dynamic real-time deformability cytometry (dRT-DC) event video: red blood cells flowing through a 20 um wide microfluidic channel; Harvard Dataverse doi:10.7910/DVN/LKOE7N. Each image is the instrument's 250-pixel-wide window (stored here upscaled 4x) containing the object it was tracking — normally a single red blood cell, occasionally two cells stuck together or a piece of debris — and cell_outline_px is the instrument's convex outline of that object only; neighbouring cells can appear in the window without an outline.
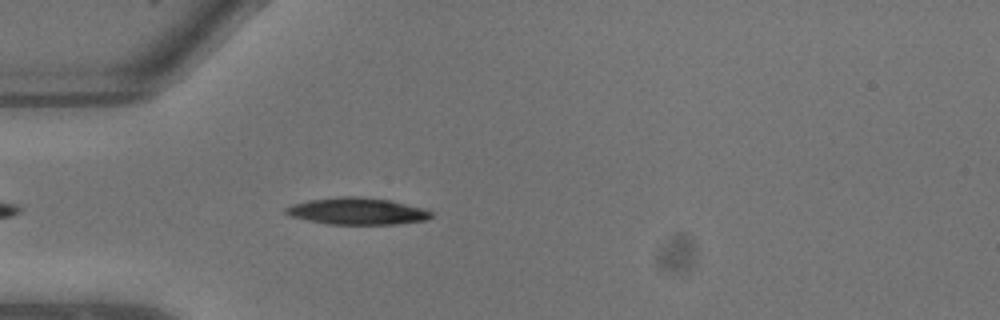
{"species": "common noctule bat (a hibernating species)", "species_latin": "Nyctalus noctula", "temperature_condition": "warm", "stored_images_in_passage": 9, "camera_frame_rate_fps": 3000, "um_per_image_px": 0.085, "animal": {"sex": "male", "body_mass_g": 13.3}, "frame": {"image": 1, "passage_image": 6, "time_ms": 1.667, "image_size_px": [1000, 320], "cell_outline_px": [[432, 216], [428, 220], [396, 224], [328, 224], [308, 220], [292, 216], [284, 212], [284, 208], [292, 204], [308, 200], [340, 196], [360, 196], [392, 200], [424, 208], [432, 212]], "centroid_in_image_um": [30.39, 17.94], "position_along_channel_um": 54.6, "area_um2": 22.89}}
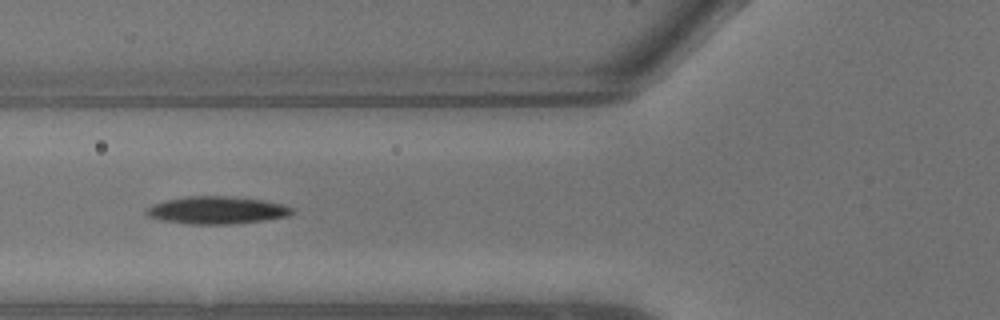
{"frame": {"image": 2, "passage_image": 8, "time_ms": 2.333, "image_size_px": [1000, 320], "cell_outline_px": [[296, 212], [288, 216], [264, 220], [228, 224], [192, 224], [164, 220], [148, 216], [144, 212], [152, 204], [168, 200], [188, 196], [228, 196], [264, 200], [284, 204], [292, 208]], "centroid_in_image_um": [18.48, 17.86], "position_along_channel_um": 107.3, "area_um2": 23.18}}